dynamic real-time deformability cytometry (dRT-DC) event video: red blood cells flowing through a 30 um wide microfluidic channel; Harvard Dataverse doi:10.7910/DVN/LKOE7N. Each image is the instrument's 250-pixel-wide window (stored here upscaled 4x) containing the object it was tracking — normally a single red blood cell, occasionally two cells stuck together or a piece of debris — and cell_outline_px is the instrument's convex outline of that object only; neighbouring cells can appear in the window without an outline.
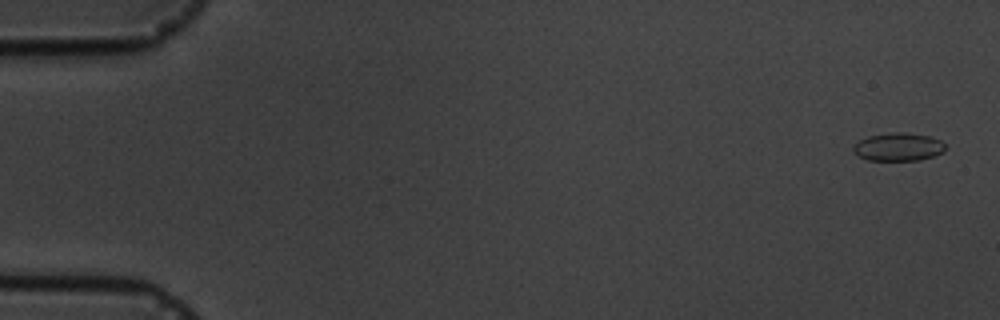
{"species": "common noctule bat (a hibernating species)", "species_latin": "Nyctalus noctula", "temperature_condition": "cold", "stored_images_in_passage": 12, "camera_frame_rate_fps": 3000, "um_per_image_px": 0.085, "animal": {"sex": "male", "body_mass_g": 19.5, "forearm_length_mm": 54.6}, "frame": {"image": 1, "passage_image": 1, "time_ms": 0.0, "image_size_px": [1000, 320], "cell_outline_px": [[944, 152], [920, 160], [868, 160], [852, 152], [852, 148], [860, 140], [868, 136], [892, 132], [904, 132], [932, 136], [940, 140], [944, 144]], "centroid_in_image_um": [76.36, 12.48], "position_along_channel_um": 8.6, "area_um2": 15.03}}
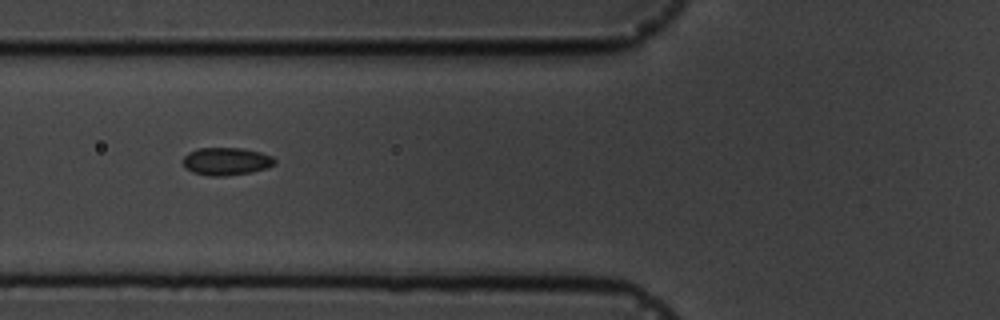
{"frame": {"image": 2, "passage_image": 7, "time_ms": 6.667, "image_size_px": [1000, 320], "cell_outline_px": [[276, 164], [268, 168], [252, 172], [224, 176], [208, 176], [192, 172], [184, 168], [184, 156], [188, 152], [196, 148], [240, 148], [260, 152], [272, 156], [276, 160]], "centroid_in_image_um": [19.24, 13.72], "position_along_channel_um": 106.6, "area_um2": 14.97}}
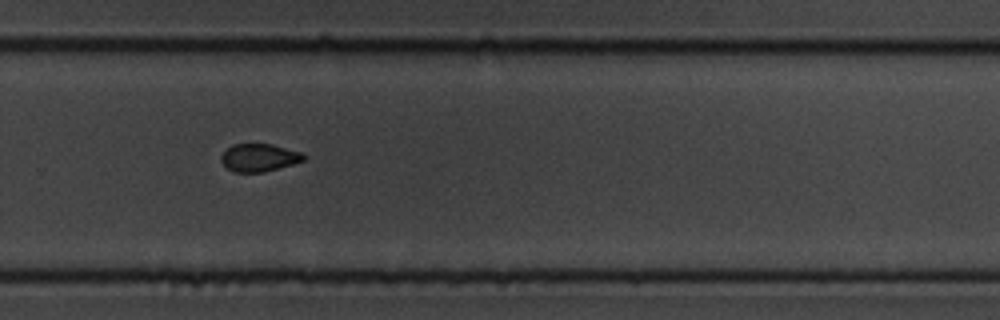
{"frame": {"image": 3, "passage_image": 12, "time_ms": 12.333, "image_size_px": [1000, 320], "cell_outline_px": [[308, 156], [304, 160], [292, 164], [264, 172], [232, 172], [220, 160], [220, 156], [232, 144], [272, 144], [304, 152]], "centroid_in_image_um": [22.06, 13.39], "position_along_channel_um": 307.7, "area_um2": 13.47}}